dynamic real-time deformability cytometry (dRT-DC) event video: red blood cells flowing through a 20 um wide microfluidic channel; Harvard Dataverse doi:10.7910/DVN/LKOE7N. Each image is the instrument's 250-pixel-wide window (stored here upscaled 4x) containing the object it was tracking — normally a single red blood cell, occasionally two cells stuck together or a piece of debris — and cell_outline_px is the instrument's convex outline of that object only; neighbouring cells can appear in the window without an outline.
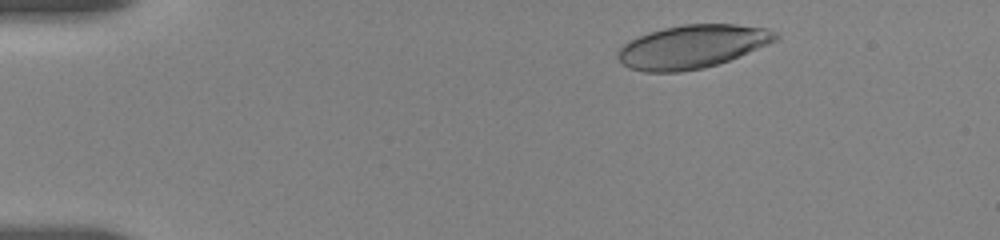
{"species": "human", "species_latin": "Homo sapiens", "temperature_condition": "room temperature", "stored_images_in_passage": 24, "camera_frame_rate_fps": 3000, "um_per_image_px": 0.085, "donor": {"sex": "female"}, "frame": {"image": 1, "passage_image": 4, "time_ms": 1.0, "image_size_px": [1000, 240], "cell_outline_px": [[780, 36], [776, 40], [768, 44], [728, 60], [704, 68], [680, 72], [644, 72], [628, 68], [616, 56], [616, 52], [628, 40], [648, 32], [664, 28], [684, 24], [736, 24], [768, 28], [776, 32]], "centroid_in_image_um": [58.81, 3.96], "position_along_channel_um": 26.2, "area_um2": 39.82}}
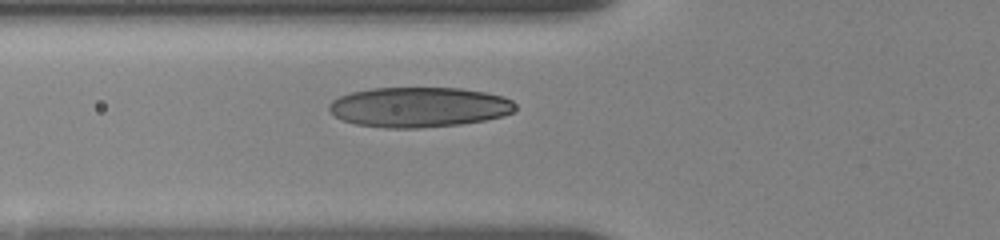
{"frame": {"image": 2, "passage_image": 15, "time_ms": 5.0, "image_size_px": [1000, 240], "cell_outline_px": [[516, 108], [512, 112], [504, 116], [484, 120], [460, 124], [420, 128], [384, 128], [356, 124], [344, 120], [328, 112], [328, 104], [332, 100], [340, 96], [352, 92], [372, 88], [460, 88], [484, 92], [504, 96], [512, 100], [516, 104]], "centroid_in_image_um": [35.61, 9.1], "position_along_channel_um": 90.2, "area_um2": 43.64}}
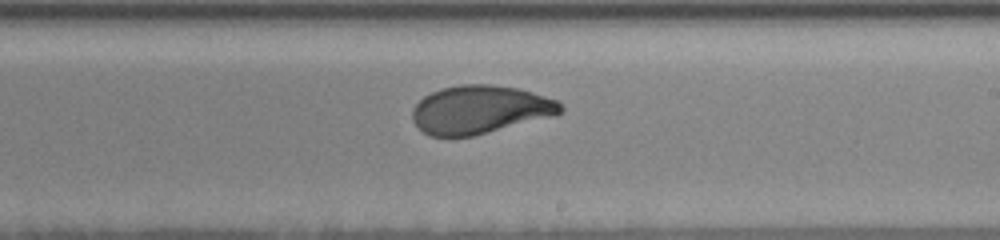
{"frame": {"image": 3, "passage_image": 24, "time_ms": 9.333, "image_size_px": [1000, 240], "cell_outline_px": [[564, 108], [556, 116], [472, 136], [428, 136], [412, 120], [412, 108], [424, 96], [440, 88], [460, 84], [492, 84], [516, 88], [532, 92], [556, 100]], "centroid_in_image_um": [40.79, 9.31], "position_along_channel_um": 248.2, "area_um2": 41.67}}